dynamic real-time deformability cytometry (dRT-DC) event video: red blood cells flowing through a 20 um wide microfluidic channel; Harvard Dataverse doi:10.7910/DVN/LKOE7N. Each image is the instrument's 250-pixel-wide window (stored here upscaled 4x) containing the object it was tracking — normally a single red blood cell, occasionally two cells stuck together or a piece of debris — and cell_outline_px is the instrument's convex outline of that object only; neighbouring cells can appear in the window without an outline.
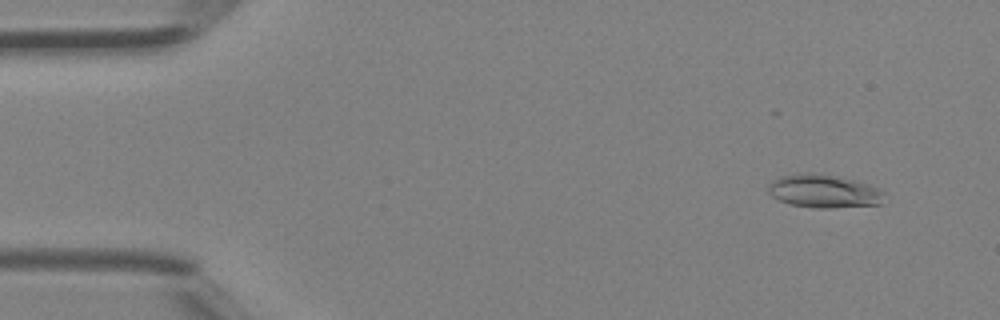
{"species": "Egyptian fruit bat (a non-hibernating species)", "species_latin": "Rousettus aegyptiacus", "temperature_condition": "room temperature", "stored_images_in_passage": 43, "camera_frame_rate_fps": 3000, "um_per_image_px": 0.085, "animal": {"sex": "female"}, "frame": {"image": 1, "passage_image": 4, "time_ms": 1.0, "image_size_px": [1000, 320], "cell_outline_px": [[884, 192], [880, 204], [828, 208], [812, 208], [788, 204], [772, 196], [768, 192], [768, 184], [772, 180], [780, 176], [796, 172], [816, 172], [840, 176], [868, 184]], "centroid_in_image_um": [69.95, 16.22], "position_along_channel_um": 15.0, "area_um2": 22.77}}
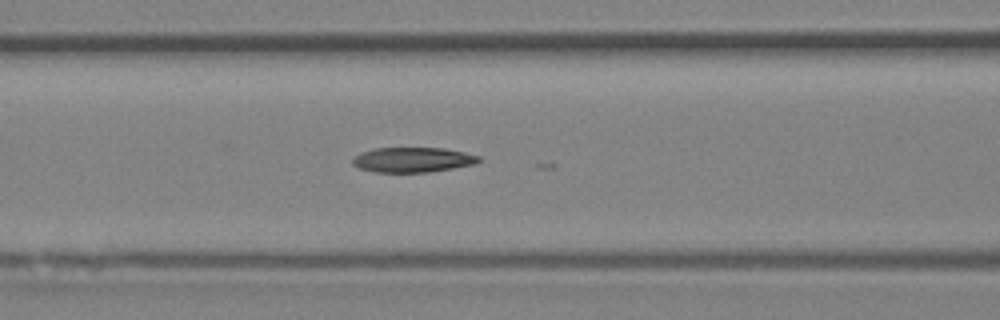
{"frame": {"image": 2, "passage_image": 18, "time_ms": 5.667, "image_size_px": [1000, 320], "cell_outline_px": [[480, 160], [476, 164], [428, 172], [376, 172], [360, 168], [352, 164], [352, 160], [360, 152], [376, 148], [444, 148], [464, 152], [480, 156]], "centroid_in_image_um": [35.09, 13.58], "position_along_channel_um": 131.5, "area_um2": 18.26}}
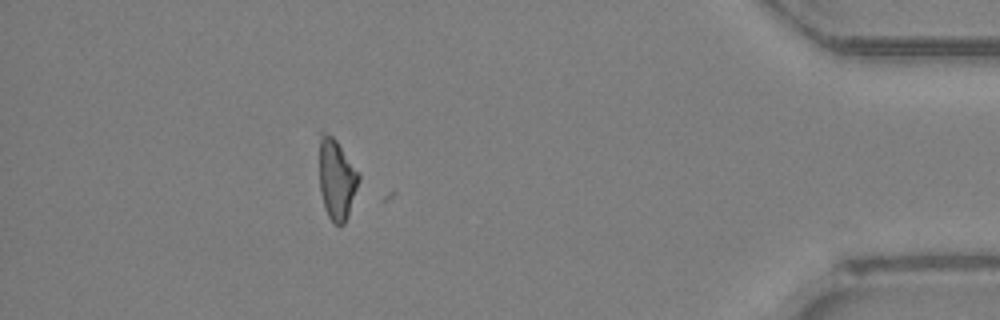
{"frame": {"image": 3, "passage_image": 38, "time_ms": 12.333, "image_size_px": [1000, 320], "cell_outline_px": [[360, 180], [348, 216], [344, 224], [332, 224], [324, 208], [320, 192], [320, 132], [324, 132], [332, 136], [336, 140], [360, 172]], "centroid_in_image_um": [28.63, 15.27], "position_along_channel_um": 406.6, "area_um2": 18.61}}